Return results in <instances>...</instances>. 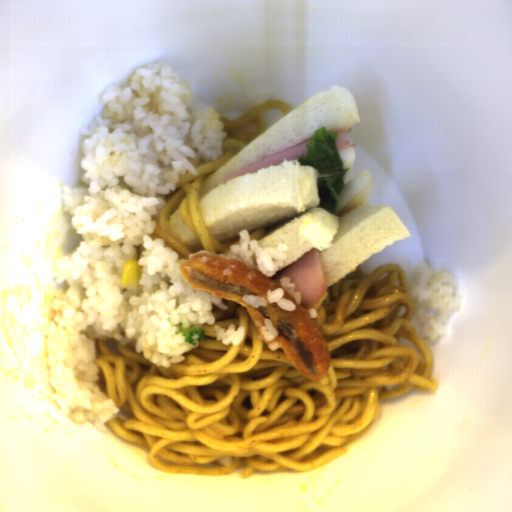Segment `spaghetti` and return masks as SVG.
Instances as JSON below:
<instances>
[{
    "label": "spaghetti",
    "instance_id": "obj_1",
    "mask_svg": "<svg viewBox=\"0 0 512 512\" xmlns=\"http://www.w3.org/2000/svg\"><path fill=\"white\" fill-rule=\"evenodd\" d=\"M400 265L358 267L306 310L327 341L330 365L314 382L278 342L265 343L235 301L212 304L213 325L245 326L240 345L206 339L169 368L115 338H94L99 385L128 419L108 422L148 452L152 467L199 476L255 471L311 472L348 454L366 434L380 401L438 389L432 352L412 322L415 304Z\"/></svg>",
    "mask_w": 512,
    "mask_h": 512
},
{
    "label": "spaghetti",
    "instance_id": "obj_2",
    "mask_svg": "<svg viewBox=\"0 0 512 512\" xmlns=\"http://www.w3.org/2000/svg\"><path fill=\"white\" fill-rule=\"evenodd\" d=\"M266 110H279L283 114L291 113L292 108L279 100H268L266 103L254 107L239 119L218 118L223 122L222 132L227 133V137L222 139L223 155L210 163H203L195 169L198 175H192L186 170V174L178 175V182L175 183L174 190H170L169 195H163L165 205L159 212L155 221L153 233L149 236L153 241L157 238L164 239V248L171 247L179 255L178 260L188 259L192 251L173 234L168 220L177 206L181 220L192 230L198 238L204 252L213 254H227L230 245L240 244V237L229 242L220 243L205 227L200 210V192L203 182L217 171L220 167L237 156L263 133L267 131V124L261 113Z\"/></svg>",
    "mask_w": 512,
    "mask_h": 512
},
{
    "label": "spaghetti",
    "instance_id": "obj_3",
    "mask_svg": "<svg viewBox=\"0 0 512 512\" xmlns=\"http://www.w3.org/2000/svg\"><path fill=\"white\" fill-rule=\"evenodd\" d=\"M266 231L263 227H260L253 233L249 234L250 241L251 240H257V242L265 235Z\"/></svg>",
    "mask_w": 512,
    "mask_h": 512
}]
</instances>
